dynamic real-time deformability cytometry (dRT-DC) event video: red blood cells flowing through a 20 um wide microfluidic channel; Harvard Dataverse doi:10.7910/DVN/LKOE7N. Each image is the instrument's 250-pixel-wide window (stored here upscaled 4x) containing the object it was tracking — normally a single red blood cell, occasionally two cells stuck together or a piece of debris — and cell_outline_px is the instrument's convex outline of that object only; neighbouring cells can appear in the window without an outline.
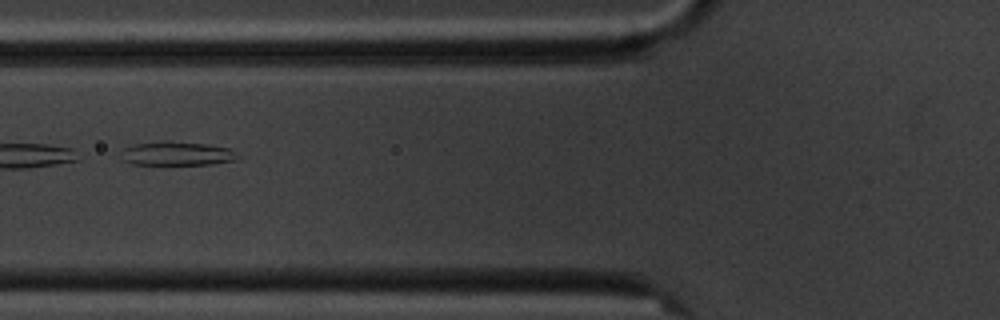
{"species": "common noctule bat (a hibernating species)", "species_latin": "Nyctalus noctula", "temperature_condition": "cold", "stored_images_in_passage": 4, "camera_frame_rate_fps": 3000, "um_per_image_px": 0.085, "animal": {"sex": "male", "body_mass_g": 20.1, "forearm_length_mm": 53.5}, "frame": {"image": 1, "passage_image": 2, "time_ms": 1.333, "image_size_px": [1000, 320], "cell_outline_px": [[240, 156], [236, 160], [212, 164], [132, 164], [120, 160], [124, 148], [136, 144], [164, 140], [208, 144], [228, 148]], "centroid_in_image_um": [15.03, 13.05], "position_along_channel_um": 110.8, "area_um2": 16.24}}